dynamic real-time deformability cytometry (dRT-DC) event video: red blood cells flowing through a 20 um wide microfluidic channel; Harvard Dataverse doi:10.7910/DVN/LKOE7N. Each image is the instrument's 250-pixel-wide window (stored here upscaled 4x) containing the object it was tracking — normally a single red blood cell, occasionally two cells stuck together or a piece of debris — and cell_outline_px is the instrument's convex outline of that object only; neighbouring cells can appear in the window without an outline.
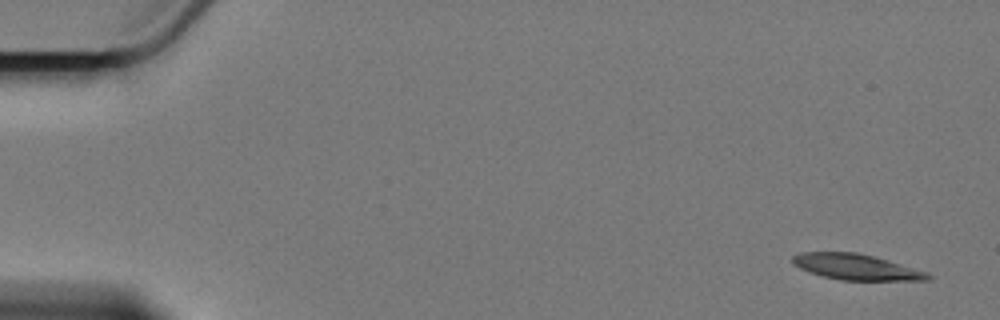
{"species": "Egyptian fruit bat (a non-hibernating species)", "species_latin": "Rousettus aegyptiacus", "temperature_condition": "cold", "stored_images_in_passage": 12, "camera_frame_rate_fps": 3000, "um_per_image_px": 0.085, "animal": {"sex": "female"}, "frame": {"image": 1, "passage_image": 1, "time_ms": 0.0, "image_size_px": [1000, 320], "cell_outline_px": [[932, 276], [928, 280], [840, 280], [824, 276], [800, 268], [792, 264], [792, 256], [800, 252], [856, 252], [888, 260], [924, 272]], "centroid_in_image_um": [72.71, 22.68], "position_along_channel_um": 12.3, "area_um2": 19.88}}
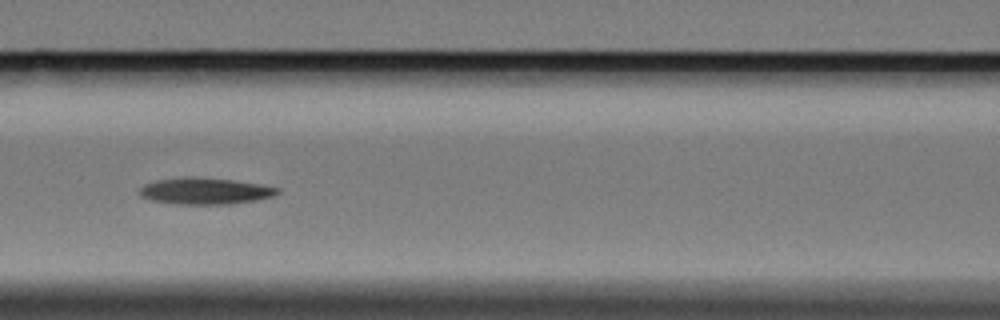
{"frame": {"image": 2, "passage_image": 7, "time_ms": 8.0, "image_size_px": [1000, 320], "cell_outline_px": [[280, 192], [272, 196], [256, 200], [228, 204], [172, 204], [152, 200], [140, 196], [140, 188], [144, 184], [156, 180], [184, 176], [192, 176], [232, 180], [260, 184], [280, 188]], "centroid_in_image_um": [17.41, 16.23], "position_along_channel_um": 149.2, "area_um2": 21.39}}
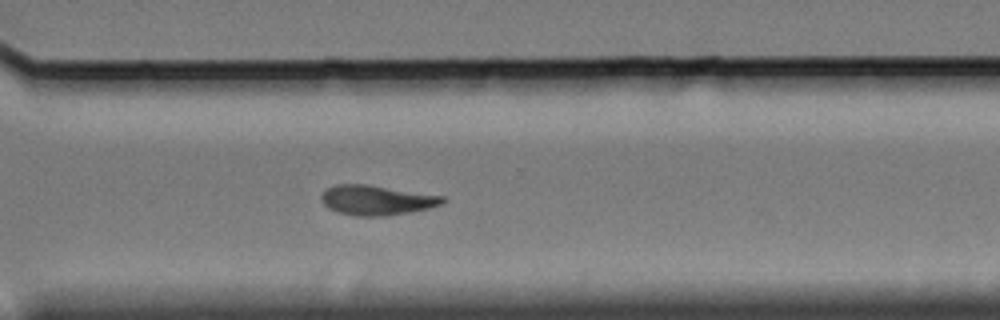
{"frame": {"image": 3, "passage_image": 12, "time_ms": 13.667, "image_size_px": [1000, 320], "cell_outline_px": [[448, 200], [444, 204], [428, 208], [408, 212], [384, 216], [356, 216], [340, 212], [328, 208], [324, 204], [320, 196], [328, 188], [336, 184], [368, 184], [444, 196]], "centroid_in_image_um": [32.05, 17.0], "position_along_channel_um": 338.6, "area_um2": 21.04}}